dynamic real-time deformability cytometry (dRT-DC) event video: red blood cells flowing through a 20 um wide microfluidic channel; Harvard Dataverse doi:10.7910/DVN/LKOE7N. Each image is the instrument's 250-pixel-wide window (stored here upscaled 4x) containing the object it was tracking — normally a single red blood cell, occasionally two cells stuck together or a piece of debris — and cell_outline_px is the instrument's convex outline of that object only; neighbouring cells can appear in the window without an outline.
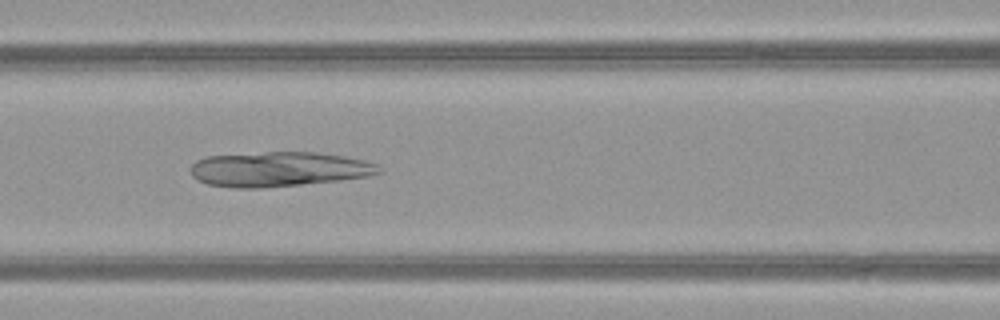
{"species": "common noctule bat (a hibernating species)", "species_latin": "Nyctalus noctula", "temperature_condition": "warm", "stored_images_in_passage": 36, "camera_frame_rate_fps": 3000, "um_per_image_px": 0.085, "animal": {"sex": "female", "body_mass_g": 21.9}, "frame": {"image": 1, "passage_image": 14, "time_ms": 4.333, "image_size_px": [1000, 320], "cell_outline_px": [[384, 172], [368, 176], [340, 180], [260, 188], [236, 188], [208, 184], [192, 176], [188, 168], [196, 160], [204, 156], [268, 152], [316, 152], [344, 156], [364, 160], [376, 164]], "centroid_in_image_um": [23.68, 14.37], "position_along_channel_um": 142.9, "area_um2": 38.21}}
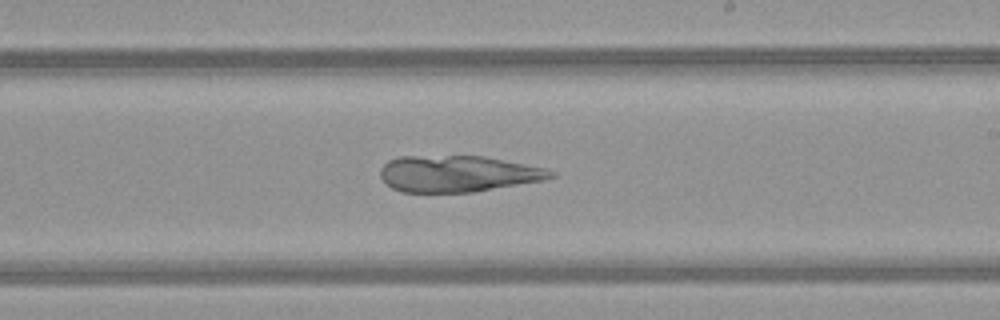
{"frame": {"image": 2, "passage_image": 22, "time_ms": 7.0, "image_size_px": [1000, 320], "cell_outline_px": [[556, 176], [544, 180], [472, 192], [400, 192], [392, 188], [380, 176], [380, 168], [388, 160], [396, 156], [484, 156], [544, 168], [556, 172]], "centroid_in_image_um": [38.89, 14.76], "position_along_channel_um": 250.1, "area_um2": 36.07}}
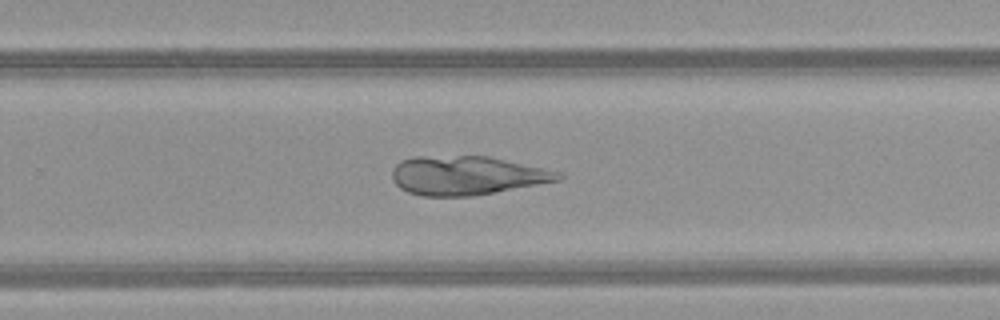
{"frame": {"image": 3, "passage_image": 25, "time_ms": 8.0, "image_size_px": [1000, 320], "cell_outline_px": [[564, 176], [560, 180], [472, 196], [420, 196], [408, 192], [400, 188], [392, 180], [392, 168], [400, 160], [412, 156], [488, 156], [560, 172]], "centroid_in_image_um": [39.61, 14.91], "position_along_channel_um": 290.2, "area_um2": 37.57}}